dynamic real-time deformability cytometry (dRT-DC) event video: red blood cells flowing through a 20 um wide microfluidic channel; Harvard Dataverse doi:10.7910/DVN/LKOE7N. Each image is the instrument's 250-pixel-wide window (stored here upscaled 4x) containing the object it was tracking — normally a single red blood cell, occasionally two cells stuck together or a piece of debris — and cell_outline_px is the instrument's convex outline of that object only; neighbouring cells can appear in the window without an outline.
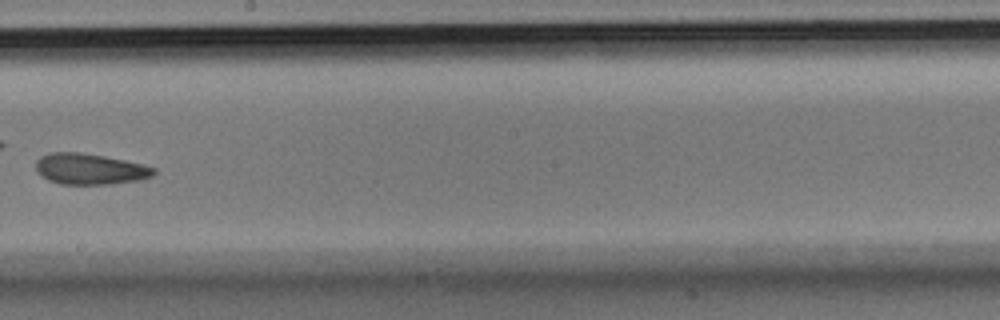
{"species": "Egyptian fruit bat (a non-hibernating species)", "species_latin": "Rousettus aegyptiacus", "temperature_condition": "room temperature", "stored_images_in_passage": 23, "camera_frame_rate_fps": 3000, "um_per_image_px": 0.085, "animal": {"sex": "male"}, "frame": {"image": 1, "passage_image": 10, "time_ms": 3.0, "image_size_px": [1000, 320], "cell_outline_px": [[156, 172], [152, 176], [140, 180], [108, 184], [60, 184], [48, 180], [36, 168], [36, 160], [40, 156], [48, 152], [80, 152], [104, 156], [144, 164], [156, 168]], "centroid_in_image_um": [7.66, 14.35], "position_along_channel_um": 240.5, "area_um2": 21.27}}
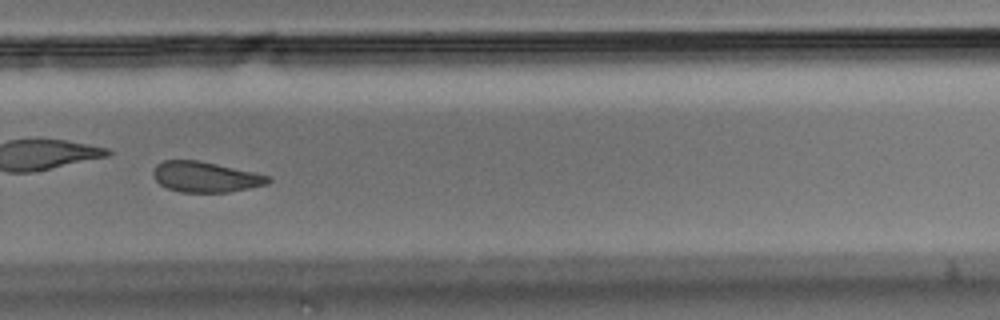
{"frame": {"image": 2, "passage_image": 14, "time_ms": 4.333, "image_size_px": [1000, 320], "cell_outline_px": [[272, 180], [268, 184], [228, 192], [180, 192], [168, 188], [160, 184], [152, 176], [152, 172], [156, 164], [164, 160], [200, 160], [252, 172], [268, 176]], "centroid_in_image_um": [17.42, 15.03], "position_along_channel_um": 312.4, "area_um2": 20.35}}